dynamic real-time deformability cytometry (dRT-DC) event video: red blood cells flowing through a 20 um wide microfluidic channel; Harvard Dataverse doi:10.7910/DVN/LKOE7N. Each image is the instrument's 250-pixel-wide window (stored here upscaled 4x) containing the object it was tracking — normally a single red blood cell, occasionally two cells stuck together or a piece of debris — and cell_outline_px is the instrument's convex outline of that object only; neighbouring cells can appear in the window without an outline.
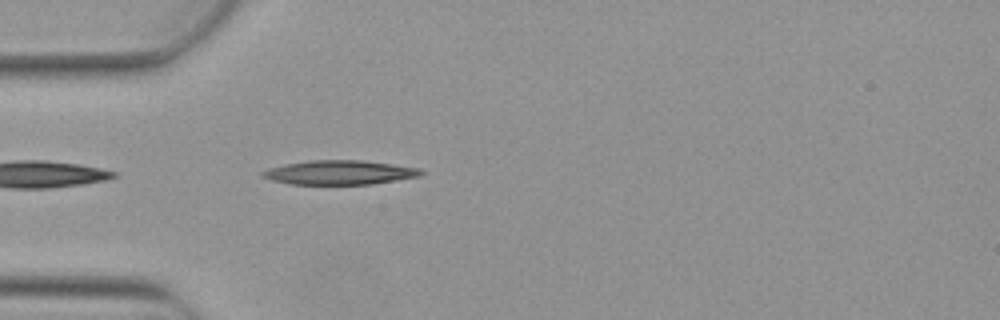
{"species": "Egyptian fruit bat (a non-hibernating species)", "species_latin": "Rousettus aegyptiacus", "temperature_condition": "warm", "stored_images_in_passage": 4, "camera_frame_rate_fps": 3000, "um_per_image_px": 0.085, "animal": {"sex": "female"}, "frame": {"image": 1, "passage_image": 4, "time_ms": 1.0, "image_size_px": [1000, 320], "cell_outline_px": [[424, 172], [420, 176], [372, 184], [292, 184], [272, 180], [260, 176], [260, 172], [268, 168], [288, 164], [312, 160], [360, 160], [392, 164], [420, 168]], "centroid_in_image_um": [28.86, 14.66], "position_along_channel_um": 56.1, "area_um2": 22.2}}